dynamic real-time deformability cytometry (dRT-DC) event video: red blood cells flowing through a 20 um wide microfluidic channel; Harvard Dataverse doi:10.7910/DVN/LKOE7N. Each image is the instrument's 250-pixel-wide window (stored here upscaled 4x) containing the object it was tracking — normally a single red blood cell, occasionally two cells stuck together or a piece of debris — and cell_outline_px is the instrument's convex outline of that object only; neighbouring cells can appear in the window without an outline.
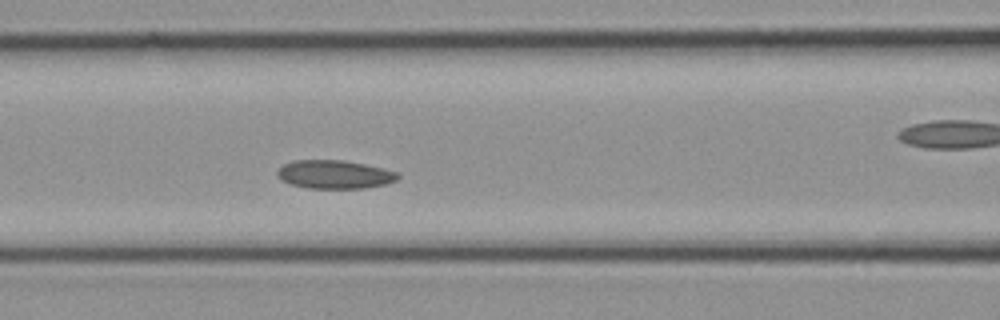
{"species": "common noctule bat (a hibernating species)", "species_latin": "Nyctalus noctula", "temperature_condition": "cold", "stored_images_in_passage": 11, "camera_frame_rate_fps": 3000, "um_per_image_px": 0.085, "animal": {"sex": "female", "body_mass_g": 21.9}, "frame": {"image": 1, "passage_image": 10, "time_ms": 3.0, "image_size_px": [1000, 320], "cell_outline_px": [[400, 176], [396, 180], [384, 184], [364, 188], [308, 188], [292, 184], [280, 180], [276, 176], [276, 172], [284, 164], [292, 160], [344, 160], [384, 168], [396, 172]], "centroid_in_image_um": [28.4, 14.82], "position_along_channel_um": 138.2, "area_um2": 19.94}}